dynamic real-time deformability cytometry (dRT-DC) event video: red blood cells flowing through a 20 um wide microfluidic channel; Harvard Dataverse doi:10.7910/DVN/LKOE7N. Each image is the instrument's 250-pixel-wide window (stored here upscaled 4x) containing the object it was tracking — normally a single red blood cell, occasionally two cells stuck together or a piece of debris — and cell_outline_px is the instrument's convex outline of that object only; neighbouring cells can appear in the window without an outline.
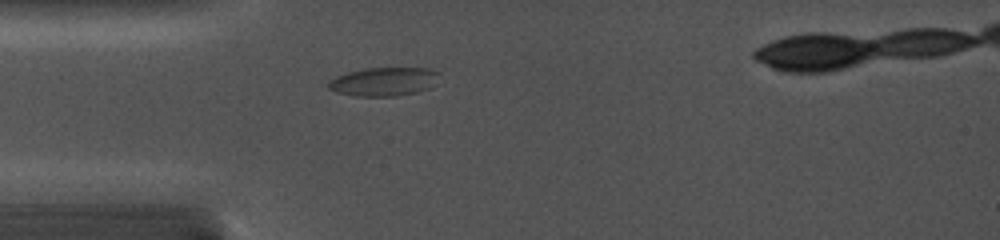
{"species": "common noctule bat (a hibernating species)", "species_latin": "Nyctalus noctula", "temperature_condition": "cold", "stored_images_in_passage": 1, "camera_frame_rate_fps": 5000, "um_per_image_px": 0.085, "animal": {"sex": "female", "body_mass_g": 19.0, "forearm_length_mm": 56.7}, "frame": {"image": 1, "passage_image": 1, "time_ms": 0.0, "image_size_px": [1000, 240], "cell_outline_px": [[440, 72], [428, 88], [416, 92], [396, 96], [356, 96], [336, 92], [328, 88], [328, 80], [336, 76], [348, 72], [364, 68], [428, 68]], "centroid_in_image_um": [32.56, 6.93], "position_along_channel_um": 52.4, "area_um2": 18.32}}